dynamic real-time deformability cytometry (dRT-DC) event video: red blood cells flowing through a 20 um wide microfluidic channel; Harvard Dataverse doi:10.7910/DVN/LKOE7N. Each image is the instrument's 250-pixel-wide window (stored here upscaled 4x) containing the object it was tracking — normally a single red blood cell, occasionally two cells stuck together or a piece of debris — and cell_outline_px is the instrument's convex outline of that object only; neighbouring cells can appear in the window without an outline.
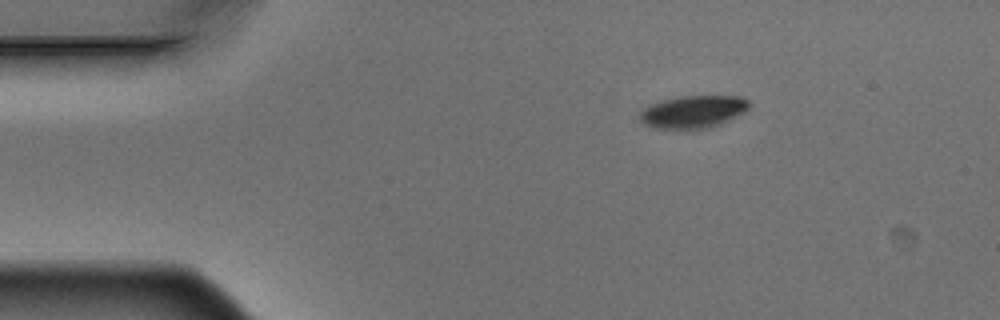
{"species": "Egyptian fruit bat (a non-hibernating species)", "species_latin": "Rousettus aegyptiacus", "temperature_condition": "warm", "stored_images_in_passage": 3, "camera_frame_rate_fps": 3000, "um_per_image_px": 0.085, "animal": {"sex": "male"}, "frame": {"image": 1, "passage_image": 1, "time_ms": 0.0, "image_size_px": [1000, 320], "cell_outline_px": [[748, 108], [744, 112], [712, 128], [656, 128], [640, 120], [640, 112], [648, 104], [680, 96], [740, 96], [748, 100]], "centroid_in_image_um": [58.92, 9.48], "position_along_channel_um": 26.1, "area_um2": 20.4}}